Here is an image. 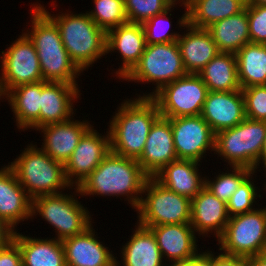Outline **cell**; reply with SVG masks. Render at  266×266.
Masks as SVG:
<instances>
[{"label":"cell","mask_w":266,"mask_h":266,"mask_svg":"<svg viewBox=\"0 0 266 266\" xmlns=\"http://www.w3.org/2000/svg\"><path fill=\"white\" fill-rule=\"evenodd\" d=\"M201 163L177 159L166 165L154 178L169 190L192 200L205 187ZM204 176V177H203Z\"/></svg>","instance_id":"25"},{"label":"cell","mask_w":266,"mask_h":266,"mask_svg":"<svg viewBox=\"0 0 266 266\" xmlns=\"http://www.w3.org/2000/svg\"><path fill=\"white\" fill-rule=\"evenodd\" d=\"M256 175L257 173L252 172L230 197L227 202V210L230 217L253 211L261 205V203L258 204L256 201L258 198L262 199V190H260V186H257L256 179H254L257 177Z\"/></svg>","instance_id":"36"},{"label":"cell","mask_w":266,"mask_h":266,"mask_svg":"<svg viewBox=\"0 0 266 266\" xmlns=\"http://www.w3.org/2000/svg\"><path fill=\"white\" fill-rule=\"evenodd\" d=\"M74 116L65 122L52 123L36 130L43 137L41 149L55 161L65 164L77 147L82 136L94 125ZM92 124V125H91Z\"/></svg>","instance_id":"17"},{"label":"cell","mask_w":266,"mask_h":266,"mask_svg":"<svg viewBox=\"0 0 266 266\" xmlns=\"http://www.w3.org/2000/svg\"><path fill=\"white\" fill-rule=\"evenodd\" d=\"M30 6L31 29L22 31L37 51L43 80L78 84L84 73L68 55L56 23L36 3Z\"/></svg>","instance_id":"3"},{"label":"cell","mask_w":266,"mask_h":266,"mask_svg":"<svg viewBox=\"0 0 266 266\" xmlns=\"http://www.w3.org/2000/svg\"><path fill=\"white\" fill-rule=\"evenodd\" d=\"M198 75L208 91L229 92L242 89L238 79L236 56L233 53L219 52Z\"/></svg>","instance_id":"31"},{"label":"cell","mask_w":266,"mask_h":266,"mask_svg":"<svg viewBox=\"0 0 266 266\" xmlns=\"http://www.w3.org/2000/svg\"><path fill=\"white\" fill-rule=\"evenodd\" d=\"M201 116L215 134L237 126L246 118L242 91H208Z\"/></svg>","instance_id":"23"},{"label":"cell","mask_w":266,"mask_h":266,"mask_svg":"<svg viewBox=\"0 0 266 266\" xmlns=\"http://www.w3.org/2000/svg\"><path fill=\"white\" fill-rule=\"evenodd\" d=\"M266 136V122L245 118L233 128L215 134L214 155L227 166L247 167L255 172Z\"/></svg>","instance_id":"8"},{"label":"cell","mask_w":266,"mask_h":266,"mask_svg":"<svg viewBox=\"0 0 266 266\" xmlns=\"http://www.w3.org/2000/svg\"><path fill=\"white\" fill-rule=\"evenodd\" d=\"M125 99L109 119L111 151L138 160L154 122L161 115L157 103L151 97Z\"/></svg>","instance_id":"2"},{"label":"cell","mask_w":266,"mask_h":266,"mask_svg":"<svg viewBox=\"0 0 266 266\" xmlns=\"http://www.w3.org/2000/svg\"><path fill=\"white\" fill-rule=\"evenodd\" d=\"M135 229L120 249V258L116 256L117 266H167L153 232L135 223ZM122 264V265H121Z\"/></svg>","instance_id":"26"},{"label":"cell","mask_w":266,"mask_h":266,"mask_svg":"<svg viewBox=\"0 0 266 266\" xmlns=\"http://www.w3.org/2000/svg\"><path fill=\"white\" fill-rule=\"evenodd\" d=\"M229 218L227 203L206 187L191 200L190 225L199 237L206 238L212 234L217 240L223 234Z\"/></svg>","instance_id":"20"},{"label":"cell","mask_w":266,"mask_h":266,"mask_svg":"<svg viewBox=\"0 0 266 266\" xmlns=\"http://www.w3.org/2000/svg\"><path fill=\"white\" fill-rule=\"evenodd\" d=\"M94 127L92 126L82 136L70 158L64 164L66 179L72 187H78L111 152L108 128L103 134Z\"/></svg>","instance_id":"14"},{"label":"cell","mask_w":266,"mask_h":266,"mask_svg":"<svg viewBox=\"0 0 266 266\" xmlns=\"http://www.w3.org/2000/svg\"><path fill=\"white\" fill-rule=\"evenodd\" d=\"M177 0H124L127 21L143 23L170 8Z\"/></svg>","instance_id":"37"},{"label":"cell","mask_w":266,"mask_h":266,"mask_svg":"<svg viewBox=\"0 0 266 266\" xmlns=\"http://www.w3.org/2000/svg\"><path fill=\"white\" fill-rule=\"evenodd\" d=\"M248 266H266V257L262 254L252 256L247 259Z\"/></svg>","instance_id":"45"},{"label":"cell","mask_w":266,"mask_h":266,"mask_svg":"<svg viewBox=\"0 0 266 266\" xmlns=\"http://www.w3.org/2000/svg\"><path fill=\"white\" fill-rule=\"evenodd\" d=\"M264 176H265V178H266V171H265ZM262 186H264V188H261V189H263V191H261V192H263V194H261V198H263V195L266 194V182H265L264 184H262ZM264 191H265V192H264ZM265 199H266V195H265ZM264 207L266 208V205H265Z\"/></svg>","instance_id":"47"},{"label":"cell","mask_w":266,"mask_h":266,"mask_svg":"<svg viewBox=\"0 0 266 266\" xmlns=\"http://www.w3.org/2000/svg\"><path fill=\"white\" fill-rule=\"evenodd\" d=\"M208 88L198 74H187L163 86L151 98L165 118L201 115Z\"/></svg>","instance_id":"12"},{"label":"cell","mask_w":266,"mask_h":266,"mask_svg":"<svg viewBox=\"0 0 266 266\" xmlns=\"http://www.w3.org/2000/svg\"><path fill=\"white\" fill-rule=\"evenodd\" d=\"M207 30L220 52L236 54L245 44L251 43L247 5L240 13L213 23Z\"/></svg>","instance_id":"29"},{"label":"cell","mask_w":266,"mask_h":266,"mask_svg":"<svg viewBox=\"0 0 266 266\" xmlns=\"http://www.w3.org/2000/svg\"><path fill=\"white\" fill-rule=\"evenodd\" d=\"M163 260L166 262L187 261L200 252L198 238L190 223L151 226Z\"/></svg>","instance_id":"24"},{"label":"cell","mask_w":266,"mask_h":266,"mask_svg":"<svg viewBox=\"0 0 266 266\" xmlns=\"http://www.w3.org/2000/svg\"><path fill=\"white\" fill-rule=\"evenodd\" d=\"M35 3L56 23L68 55L82 72L107 55V33L86 12L51 14L43 3Z\"/></svg>","instance_id":"4"},{"label":"cell","mask_w":266,"mask_h":266,"mask_svg":"<svg viewBox=\"0 0 266 266\" xmlns=\"http://www.w3.org/2000/svg\"><path fill=\"white\" fill-rule=\"evenodd\" d=\"M213 266H248V262L243 257L229 256L213 251Z\"/></svg>","instance_id":"42"},{"label":"cell","mask_w":266,"mask_h":266,"mask_svg":"<svg viewBox=\"0 0 266 266\" xmlns=\"http://www.w3.org/2000/svg\"><path fill=\"white\" fill-rule=\"evenodd\" d=\"M94 7L86 12L106 33L127 23L124 0H92ZM91 10V11H90Z\"/></svg>","instance_id":"35"},{"label":"cell","mask_w":266,"mask_h":266,"mask_svg":"<svg viewBox=\"0 0 266 266\" xmlns=\"http://www.w3.org/2000/svg\"><path fill=\"white\" fill-rule=\"evenodd\" d=\"M246 5H251V6H265L266 5V0H250L248 4Z\"/></svg>","instance_id":"46"},{"label":"cell","mask_w":266,"mask_h":266,"mask_svg":"<svg viewBox=\"0 0 266 266\" xmlns=\"http://www.w3.org/2000/svg\"><path fill=\"white\" fill-rule=\"evenodd\" d=\"M241 88L266 85V45L248 43L236 54Z\"/></svg>","instance_id":"32"},{"label":"cell","mask_w":266,"mask_h":266,"mask_svg":"<svg viewBox=\"0 0 266 266\" xmlns=\"http://www.w3.org/2000/svg\"><path fill=\"white\" fill-rule=\"evenodd\" d=\"M15 230L0 218V247L9 244L15 235Z\"/></svg>","instance_id":"43"},{"label":"cell","mask_w":266,"mask_h":266,"mask_svg":"<svg viewBox=\"0 0 266 266\" xmlns=\"http://www.w3.org/2000/svg\"><path fill=\"white\" fill-rule=\"evenodd\" d=\"M187 5V23L207 29L213 23L243 11L242 0H184Z\"/></svg>","instance_id":"30"},{"label":"cell","mask_w":266,"mask_h":266,"mask_svg":"<svg viewBox=\"0 0 266 266\" xmlns=\"http://www.w3.org/2000/svg\"><path fill=\"white\" fill-rule=\"evenodd\" d=\"M0 266H23L22 252L14 240L0 247Z\"/></svg>","instance_id":"40"},{"label":"cell","mask_w":266,"mask_h":266,"mask_svg":"<svg viewBox=\"0 0 266 266\" xmlns=\"http://www.w3.org/2000/svg\"><path fill=\"white\" fill-rule=\"evenodd\" d=\"M187 75L177 41L147 44L139 62L121 82L151 84V92L140 91L135 97H152L163 86Z\"/></svg>","instance_id":"7"},{"label":"cell","mask_w":266,"mask_h":266,"mask_svg":"<svg viewBox=\"0 0 266 266\" xmlns=\"http://www.w3.org/2000/svg\"><path fill=\"white\" fill-rule=\"evenodd\" d=\"M20 152L8 165L32 200L68 192L72 187L66 179L64 164L52 159L37 144L28 143Z\"/></svg>","instance_id":"5"},{"label":"cell","mask_w":266,"mask_h":266,"mask_svg":"<svg viewBox=\"0 0 266 266\" xmlns=\"http://www.w3.org/2000/svg\"><path fill=\"white\" fill-rule=\"evenodd\" d=\"M242 1L248 4L250 0H242Z\"/></svg>","instance_id":"49"},{"label":"cell","mask_w":266,"mask_h":266,"mask_svg":"<svg viewBox=\"0 0 266 266\" xmlns=\"http://www.w3.org/2000/svg\"><path fill=\"white\" fill-rule=\"evenodd\" d=\"M261 168H263L264 172L266 171V136H265V139H264V143H263V147H262L261 153H260L259 158H258V160L256 162V165H255V173H257L258 171L261 172L262 171Z\"/></svg>","instance_id":"44"},{"label":"cell","mask_w":266,"mask_h":266,"mask_svg":"<svg viewBox=\"0 0 266 266\" xmlns=\"http://www.w3.org/2000/svg\"><path fill=\"white\" fill-rule=\"evenodd\" d=\"M78 84L43 80L39 128L52 123H61L76 117L74 103L81 100ZM77 101V102H76ZM75 112V113H74Z\"/></svg>","instance_id":"18"},{"label":"cell","mask_w":266,"mask_h":266,"mask_svg":"<svg viewBox=\"0 0 266 266\" xmlns=\"http://www.w3.org/2000/svg\"><path fill=\"white\" fill-rule=\"evenodd\" d=\"M0 218L15 231L21 222L32 220V199L8 164L0 168Z\"/></svg>","instance_id":"22"},{"label":"cell","mask_w":266,"mask_h":266,"mask_svg":"<svg viewBox=\"0 0 266 266\" xmlns=\"http://www.w3.org/2000/svg\"><path fill=\"white\" fill-rule=\"evenodd\" d=\"M177 6L187 7L184 0H177L163 13L155 15L154 17L142 23L146 38V44L170 43L178 40L181 33L178 31L173 32V30H175L171 29L173 26L171 20L173 18L170 17H173L174 14H172L171 12H173L172 10L177 8Z\"/></svg>","instance_id":"34"},{"label":"cell","mask_w":266,"mask_h":266,"mask_svg":"<svg viewBox=\"0 0 266 266\" xmlns=\"http://www.w3.org/2000/svg\"><path fill=\"white\" fill-rule=\"evenodd\" d=\"M266 238V208L258 206L253 211L229 218L223 234L216 240L217 250L229 256L250 258L261 254Z\"/></svg>","instance_id":"10"},{"label":"cell","mask_w":266,"mask_h":266,"mask_svg":"<svg viewBox=\"0 0 266 266\" xmlns=\"http://www.w3.org/2000/svg\"><path fill=\"white\" fill-rule=\"evenodd\" d=\"M137 212V223L143 227L185 224L191 221V200L148 177Z\"/></svg>","instance_id":"9"},{"label":"cell","mask_w":266,"mask_h":266,"mask_svg":"<svg viewBox=\"0 0 266 266\" xmlns=\"http://www.w3.org/2000/svg\"><path fill=\"white\" fill-rule=\"evenodd\" d=\"M146 38L141 23L127 22L107 32L106 53H118L120 66L115 69V77L120 81L139 62L146 47ZM121 58V59H120Z\"/></svg>","instance_id":"16"},{"label":"cell","mask_w":266,"mask_h":266,"mask_svg":"<svg viewBox=\"0 0 266 266\" xmlns=\"http://www.w3.org/2000/svg\"><path fill=\"white\" fill-rule=\"evenodd\" d=\"M225 172L219 171L211 179L205 175V187L218 199L228 202L240 184L253 172L252 169L242 166H229ZM230 168V169H229Z\"/></svg>","instance_id":"33"},{"label":"cell","mask_w":266,"mask_h":266,"mask_svg":"<svg viewBox=\"0 0 266 266\" xmlns=\"http://www.w3.org/2000/svg\"><path fill=\"white\" fill-rule=\"evenodd\" d=\"M94 226L62 240L66 266H114L116 253L100 241ZM104 243V244H103ZM115 254V255H114Z\"/></svg>","instance_id":"21"},{"label":"cell","mask_w":266,"mask_h":266,"mask_svg":"<svg viewBox=\"0 0 266 266\" xmlns=\"http://www.w3.org/2000/svg\"><path fill=\"white\" fill-rule=\"evenodd\" d=\"M241 91L246 118L266 122V85L246 87Z\"/></svg>","instance_id":"38"},{"label":"cell","mask_w":266,"mask_h":266,"mask_svg":"<svg viewBox=\"0 0 266 266\" xmlns=\"http://www.w3.org/2000/svg\"><path fill=\"white\" fill-rule=\"evenodd\" d=\"M177 159L171 121L160 116L154 122L142 155L137 161L148 177H154L166 165Z\"/></svg>","instance_id":"19"},{"label":"cell","mask_w":266,"mask_h":266,"mask_svg":"<svg viewBox=\"0 0 266 266\" xmlns=\"http://www.w3.org/2000/svg\"><path fill=\"white\" fill-rule=\"evenodd\" d=\"M261 254L266 257V238H265V242H264V246H263Z\"/></svg>","instance_id":"48"},{"label":"cell","mask_w":266,"mask_h":266,"mask_svg":"<svg viewBox=\"0 0 266 266\" xmlns=\"http://www.w3.org/2000/svg\"><path fill=\"white\" fill-rule=\"evenodd\" d=\"M7 44L0 53V94L2 98L12 89L23 84L43 81L40 61L33 43L23 33Z\"/></svg>","instance_id":"11"},{"label":"cell","mask_w":266,"mask_h":266,"mask_svg":"<svg viewBox=\"0 0 266 266\" xmlns=\"http://www.w3.org/2000/svg\"><path fill=\"white\" fill-rule=\"evenodd\" d=\"M43 81L23 84L12 88L3 98L8 102L18 131H31L39 128V114L41 107V89Z\"/></svg>","instance_id":"27"},{"label":"cell","mask_w":266,"mask_h":266,"mask_svg":"<svg viewBox=\"0 0 266 266\" xmlns=\"http://www.w3.org/2000/svg\"><path fill=\"white\" fill-rule=\"evenodd\" d=\"M148 176L138 161L113 153L101 161L98 167L77 187L80 197H125L130 207L138 208L144 184Z\"/></svg>","instance_id":"1"},{"label":"cell","mask_w":266,"mask_h":266,"mask_svg":"<svg viewBox=\"0 0 266 266\" xmlns=\"http://www.w3.org/2000/svg\"><path fill=\"white\" fill-rule=\"evenodd\" d=\"M70 190H74L73 193ZM71 193V194H70ZM81 194L77 187L69 192L43 195L32 200V221L41 216L55 230L54 238L64 240L84 233L95 223L87 207L79 202ZM35 216V218H34Z\"/></svg>","instance_id":"6"},{"label":"cell","mask_w":266,"mask_h":266,"mask_svg":"<svg viewBox=\"0 0 266 266\" xmlns=\"http://www.w3.org/2000/svg\"><path fill=\"white\" fill-rule=\"evenodd\" d=\"M200 248L201 251L187 261L173 262L167 266H213V252L209 248L205 251Z\"/></svg>","instance_id":"41"},{"label":"cell","mask_w":266,"mask_h":266,"mask_svg":"<svg viewBox=\"0 0 266 266\" xmlns=\"http://www.w3.org/2000/svg\"><path fill=\"white\" fill-rule=\"evenodd\" d=\"M169 120L178 159L202 163L207 153L210 152L213 155L215 133L201 115L181 116L169 118Z\"/></svg>","instance_id":"13"},{"label":"cell","mask_w":266,"mask_h":266,"mask_svg":"<svg viewBox=\"0 0 266 266\" xmlns=\"http://www.w3.org/2000/svg\"><path fill=\"white\" fill-rule=\"evenodd\" d=\"M42 238L15 232L13 240L22 252L23 266H66L62 242L51 236Z\"/></svg>","instance_id":"28"},{"label":"cell","mask_w":266,"mask_h":266,"mask_svg":"<svg viewBox=\"0 0 266 266\" xmlns=\"http://www.w3.org/2000/svg\"><path fill=\"white\" fill-rule=\"evenodd\" d=\"M177 20L181 35L177 43L187 74H198L220 51L211 34L205 28H196L187 23V7ZM180 27V28H179ZM183 29V30H182Z\"/></svg>","instance_id":"15"},{"label":"cell","mask_w":266,"mask_h":266,"mask_svg":"<svg viewBox=\"0 0 266 266\" xmlns=\"http://www.w3.org/2000/svg\"><path fill=\"white\" fill-rule=\"evenodd\" d=\"M247 14L251 43L266 45V5H247Z\"/></svg>","instance_id":"39"}]
</instances>
